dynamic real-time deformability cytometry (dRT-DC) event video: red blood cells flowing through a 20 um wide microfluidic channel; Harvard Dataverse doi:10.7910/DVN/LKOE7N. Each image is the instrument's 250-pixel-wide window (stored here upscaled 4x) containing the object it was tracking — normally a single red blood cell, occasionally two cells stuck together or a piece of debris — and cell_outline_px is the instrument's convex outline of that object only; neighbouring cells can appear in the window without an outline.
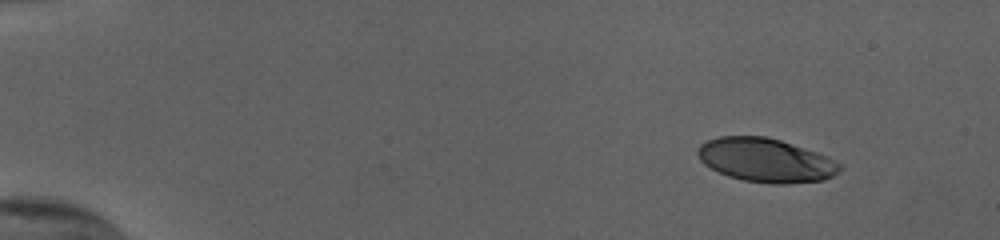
{"species": "human", "species_latin": "Homo sapiens", "temperature_condition": "cold", "stored_images_in_passage": 49, "camera_frame_rate_fps": 3000, "um_per_image_px": 0.085, "donor": {"sex": "female"}, "frame": {"image": 1, "passage_image": 1, "time_ms": 0.0, "image_size_px": [1000, 240], "cell_outline_px": [[844, 168], [832, 176], [824, 180], [788, 184], [772, 184], [744, 180], [728, 176], [704, 164], [700, 160], [696, 152], [700, 144], [708, 140], [720, 136], [764, 136], [780, 140], [816, 152], [836, 160]], "centroid_in_image_um": [65.1, 13.62], "position_along_channel_um": 19.9, "area_um2": 36.24}}
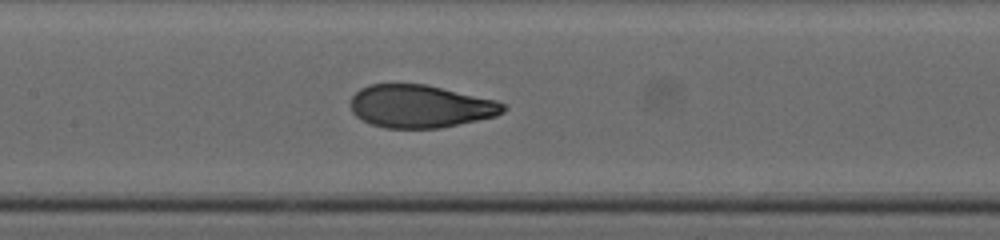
{"frame": {"image": 2, "passage_image": 23, "time_ms": 7.333, "image_size_px": [1000, 240], "cell_outline_px": [[508, 108], [504, 112], [496, 116], [440, 128], [384, 128], [372, 124], [356, 116], [352, 112], [352, 96], [360, 88], [368, 84], [424, 84], [496, 100], [504, 104]], "centroid_in_image_um": [35.74, 9.04], "position_along_channel_um": 171.7, "area_um2": 37.92}}
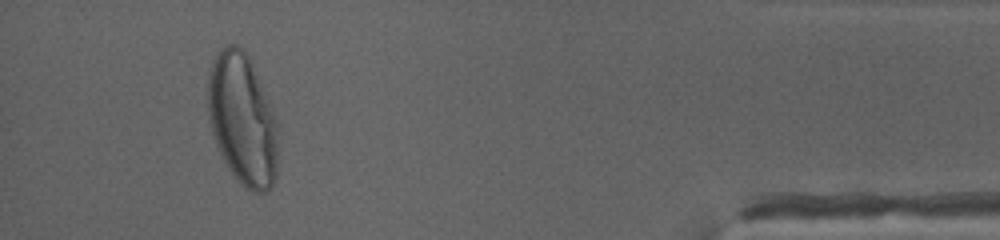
{"frame": {"image": 3, "passage_image": 46, "time_ms": 15.0, "image_size_px": [1000, 240], "cell_outline_px": [[276, 176], [268, 192], [252, 192], [240, 184], [228, 168], [216, 148], [208, 120], [208, 72], [216, 56], [228, 44], [236, 44], [248, 56], [252, 64], [276, 116]], "centroid_in_image_um": [20.58, 10.19], "position_along_channel_um": 414.6, "area_um2": 53.58}, "authors_computed_cell_mechanics": {"area_um2": 38.9572, "velocity_mm_per_s": 3.8226, "shape_relaxation_time_tau1_ms": 5.3226, "shape_relaxation_time_tau2_ms": null, "deformation_change_tau1": 0.2223, "deformation_change_tau2": null}}